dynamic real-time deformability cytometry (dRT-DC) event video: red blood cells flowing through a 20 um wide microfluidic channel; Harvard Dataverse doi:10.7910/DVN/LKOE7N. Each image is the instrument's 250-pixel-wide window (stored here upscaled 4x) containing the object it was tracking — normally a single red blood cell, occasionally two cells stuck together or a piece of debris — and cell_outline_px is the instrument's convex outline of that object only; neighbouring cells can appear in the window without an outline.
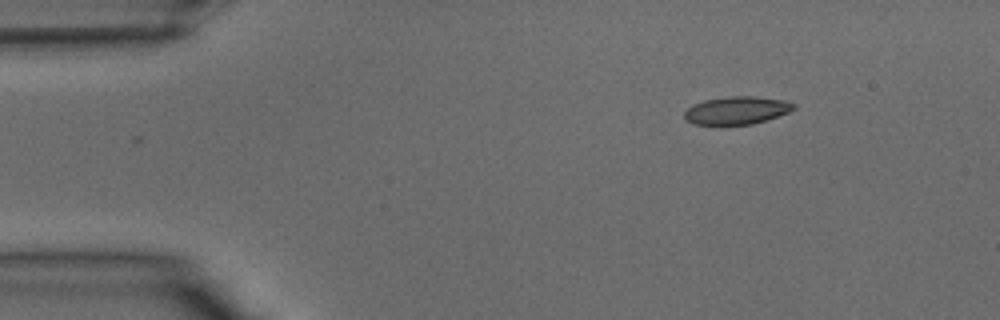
{"species": "common noctule bat (a hibernating species)", "species_latin": "Nyctalus noctula", "temperature_condition": "warm", "stored_images_in_passage": 35, "camera_frame_rate_fps": 3000, "um_per_image_px": 0.085, "animal": {"sex": "male", "body_mass_g": 15.6}, "frame": {"image": 1, "passage_image": 1, "time_ms": 0.0, "image_size_px": [1000, 320], "cell_outline_px": [[796, 108], [788, 112], [768, 120], [752, 124], [720, 128], [692, 124], [684, 120], [684, 112], [692, 104], [704, 100], [728, 96], [752, 96], [784, 100], [796, 104]], "centroid_in_image_um": [62.55, 9.44], "position_along_channel_um": 22.4, "area_um2": 18.67}}
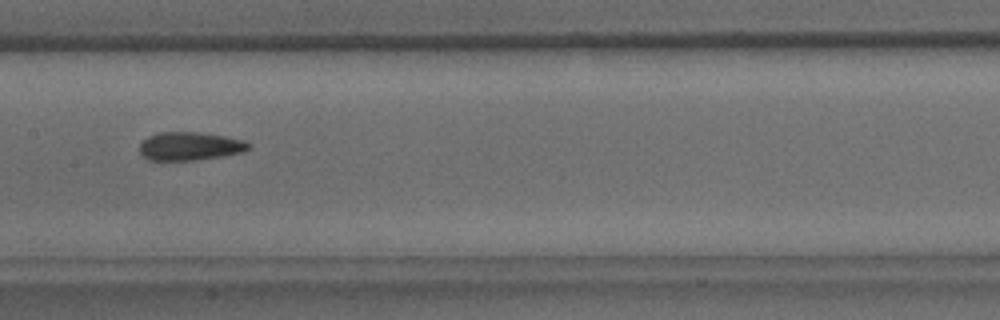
{"frame": {"image": 2, "passage_image": 15, "time_ms": 4.667, "image_size_px": [1000, 320], "cell_outline_px": [[252, 148], [244, 152], [220, 156], [192, 160], [148, 160], [140, 152], [140, 144], [148, 136], [160, 132], [196, 132], [224, 136], [244, 140], [252, 144]], "centroid_in_image_um": [16.17, 12.42], "position_along_channel_um": 191.2, "area_um2": 17.92}}
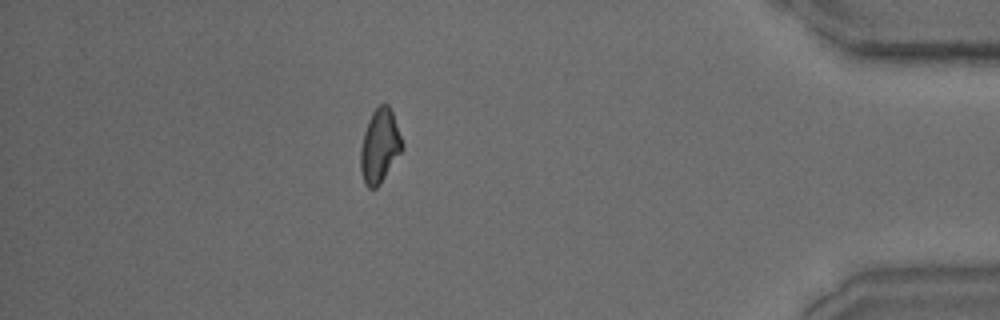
{"frame": {"image": 3, "passage_image": 30, "time_ms": 9.667, "image_size_px": [1000, 320], "cell_outline_px": [[404, 148], [380, 184], [376, 188], [368, 188], [364, 184], [360, 168], [360, 148], [364, 132], [368, 120], [372, 112], [380, 104], [388, 104], [392, 112], [404, 144]], "centroid_in_image_um": [32.27, 12.43], "position_along_channel_um": 402.9, "area_um2": 17.98}}